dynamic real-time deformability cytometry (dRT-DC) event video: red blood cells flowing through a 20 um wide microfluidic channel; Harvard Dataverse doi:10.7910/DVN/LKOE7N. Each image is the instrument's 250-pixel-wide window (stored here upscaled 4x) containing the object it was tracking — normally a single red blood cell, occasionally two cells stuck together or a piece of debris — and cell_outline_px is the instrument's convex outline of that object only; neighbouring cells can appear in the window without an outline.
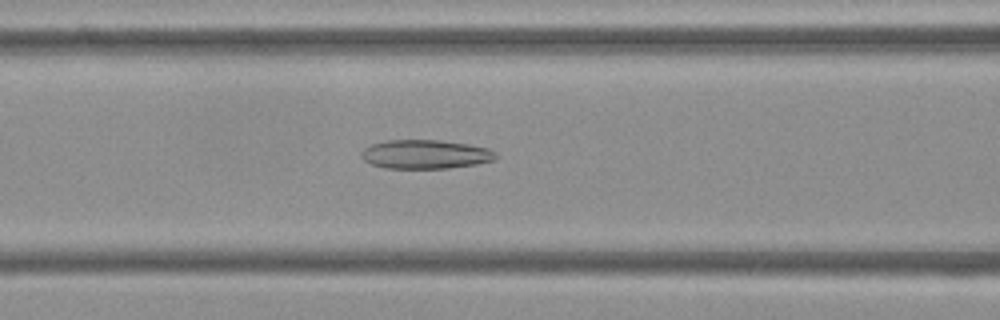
{"species": "Egyptian fruit bat (a non-hibernating species)", "species_latin": "Rousettus aegyptiacus", "temperature_condition": "cold", "stored_images_in_passage": 55, "camera_frame_rate_fps": 3000, "um_per_image_px": 0.085, "frame": {"image": 1, "passage_image": 22, "time_ms": 7.0, "image_size_px": [1000, 320], "cell_outline_px": [[496, 160], [476, 164], [448, 168], [384, 168], [372, 164], [364, 160], [360, 156], [360, 152], [364, 148], [372, 144], [388, 140], [440, 140], [468, 144], [488, 148], [496, 152]], "centroid_in_image_um": [36.16, 13.11], "position_along_channel_um": 130.4, "area_um2": 22.72}}
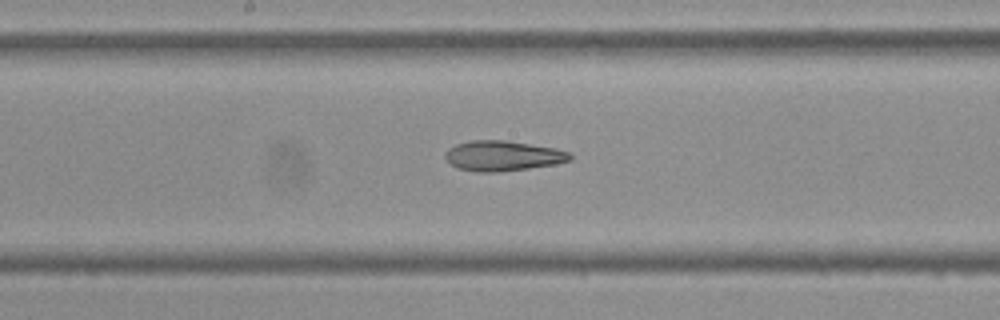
{"frame": {"image": 2, "passage_image": 28, "time_ms": 9.0, "image_size_px": [1000, 320], "cell_outline_px": [[572, 160], [556, 164], [528, 168], [496, 172], [476, 172], [456, 168], [444, 156], [444, 152], [448, 148], [456, 144], [468, 140], [504, 140], [556, 148], [572, 152]], "centroid_in_image_um": [42.74, 13.24], "position_along_channel_um": 205.5, "area_um2": 22.14}}
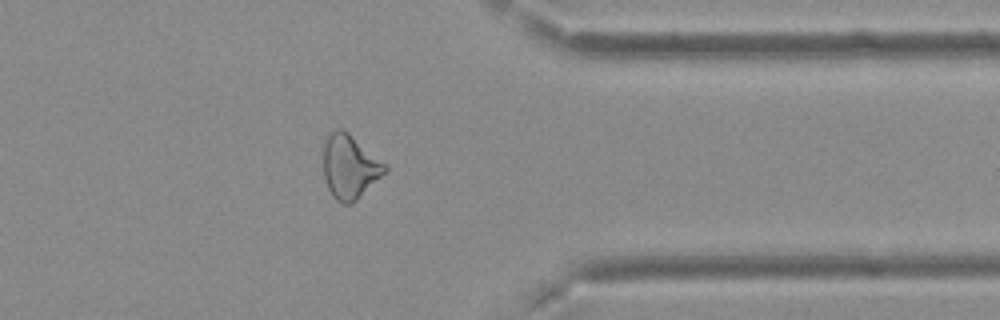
{"frame": {"image": 3, "passage_image": 43, "time_ms": 14.0, "image_size_px": [1000, 320], "cell_outline_px": [[388, 168], [352, 204], [344, 204], [336, 200], [332, 196], [328, 188], [324, 176], [324, 140], [328, 132], [332, 128], [340, 128], [348, 132], [384, 164]], "centroid_in_image_um": [29.66, 14.15], "position_along_channel_um": 381.7, "area_um2": 22.48}, "authors_computed_cell_mechanics": {"area_um2": 24.2182, "velocity_mm_per_s": 3.7393, "shape_relaxation_time_tau1_ms": null, "shape_relaxation_time_tau2_ms": 4.1825, "deformation_change_tau1": null, "deformation_change_tau2": 0.142}}